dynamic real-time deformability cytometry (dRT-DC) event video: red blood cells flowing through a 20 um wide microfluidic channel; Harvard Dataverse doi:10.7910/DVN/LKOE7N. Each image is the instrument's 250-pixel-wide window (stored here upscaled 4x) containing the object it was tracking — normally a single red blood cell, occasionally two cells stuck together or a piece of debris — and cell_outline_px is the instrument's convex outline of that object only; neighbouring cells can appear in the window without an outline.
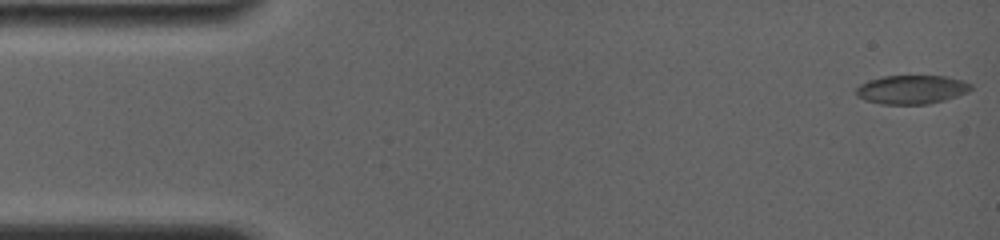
{"species": "common noctule bat (a hibernating species)", "species_latin": "Nyctalus noctula", "temperature_condition": "room temperature", "stored_images_in_passage": 4, "camera_frame_rate_fps": 4000, "um_per_image_px": 0.085, "animal": {"sex": "female", "body_mass_g": 19.0, "forearm_length_mm": 56.7}, "frame": {"image": 1, "passage_image": 1, "time_ms": 0.0, "image_size_px": [1000, 240], "cell_outline_px": [[972, 88], [968, 92], [944, 100], [928, 104], [880, 104], [864, 100], [856, 96], [856, 88], [860, 84], [868, 80], [884, 76], [944, 76], [960, 80], [972, 84]], "centroid_in_image_um": [77.45, 7.61], "position_along_channel_um": 7.5, "area_um2": 19.25}}
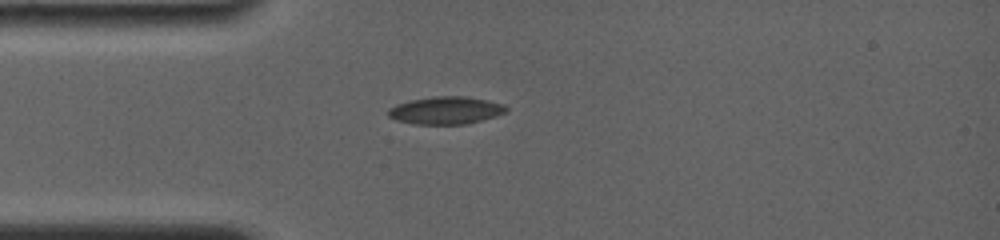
{"frame": {"image": 2, "passage_image": 4, "time_ms": 4.0, "image_size_px": [1000, 240], "cell_outline_px": [[508, 112], [496, 116], [464, 124], [412, 124], [396, 120], [388, 116], [388, 108], [396, 104], [408, 100], [432, 96], [464, 96], [488, 100], [504, 104], [508, 108]], "centroid_in_image_um": [37.88, 9.37], "position_along_channel_um": 47.1, "area_um2": 19.13}}